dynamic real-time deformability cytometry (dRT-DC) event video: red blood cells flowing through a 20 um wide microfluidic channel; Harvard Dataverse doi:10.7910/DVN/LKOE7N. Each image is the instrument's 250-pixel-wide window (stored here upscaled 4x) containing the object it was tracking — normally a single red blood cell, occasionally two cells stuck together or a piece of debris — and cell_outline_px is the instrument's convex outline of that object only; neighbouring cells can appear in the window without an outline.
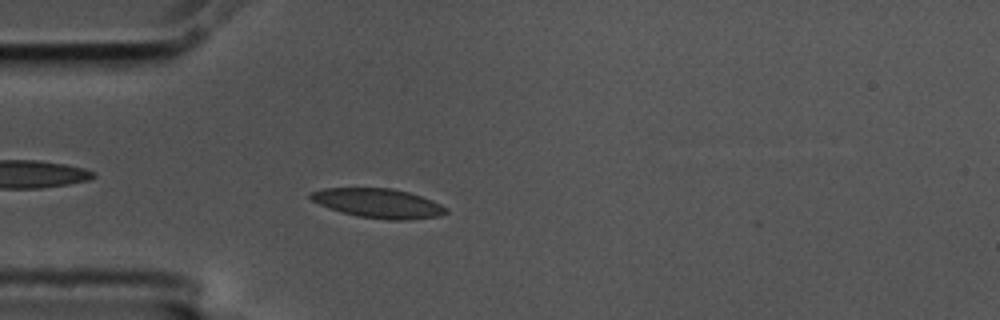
{"species": "common noctule bat (a hibernating species)", "species_latin": "Nyctalus noctula", "temperature_condition": "cold", "stored_images_in_passage": 56, "camera_frame_rate_fps": 3000, "um_per_image_px": 0.085, "animal": {"sex": "male", "body_mass_g": 17.5, "forearm_length_mm": 52.3}, "frame": {"image": 1, "passage_image": 15, "time_ms": 4.667, "image_size_px": [1000, 320], "cell_outline_px": [[448, 212], [440, 216], [408, 220], [388, 220], [356, 216], [340, 212], [328, 208], [312, 200], [308, 196], [308, 192], [324, 188], [392, 188], [408, 192], [432, 200], [448, 208]], "centroid_in_image_um": [32.14, 17.28], "position_along_channel_um": 52.9, "area_um2": 23.35}}
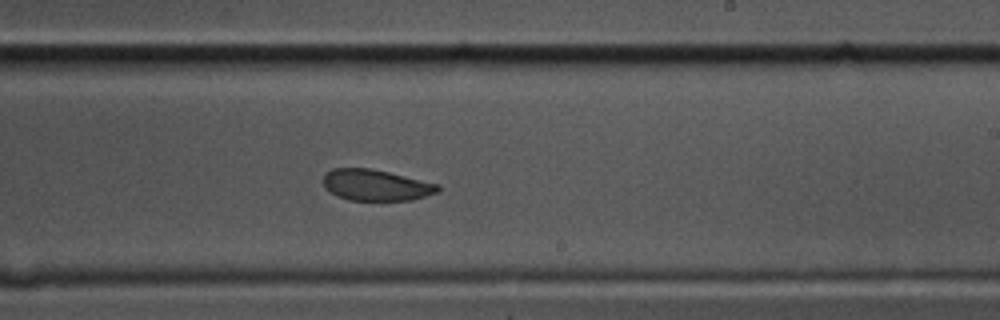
{"frame": {"image": 2, "passage_image": 33, "time_ms": 10.667, "image_size_px": [1000, 320], "cell_outline_px": [[440, 192], [412, 200], [348, 200], [336, 196], [328, 192], [324, 188], [324, 172], [332, 168], [372, 168], [440, 184]], "centroid_in_image_um": [31.94, 15.73], "position_along_channel_um": 257.1, "area_um2": 21.15}}
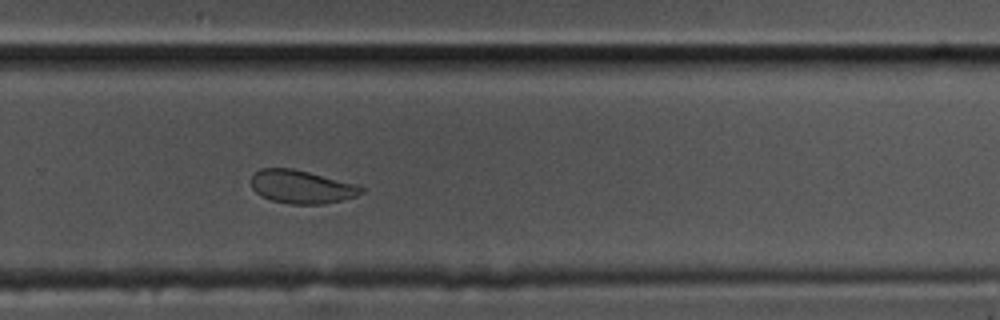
{"frame": {"image": 3, "passage_image": 37, "time_ms": 12.0, "image_size_px": [1000, 320], "cell_outline_px": [[364, 192], [356, 196], [324, 204], [292, 204], [272, 200], [260, 196], [252, 188], [252, 176], [260, 168], [292, 168], [356, 184], [364, 188]], "centroid_in_image_um": [25.62, 15.88], "position_along_channel_um": 304.2, "area_um2": 21.15}, "authors_computed_cell_mechanics": {"area_um2": 22.4264, "velocity_mm_per_s": 3.5329, "shape_relaxation_time_tau1_ms": 4.1278, "shape_relaxation_time_tau2_ms": 2.8203, "deformation_change_tau1": 0.094, "deformation_change_tau2": 0.0635}}